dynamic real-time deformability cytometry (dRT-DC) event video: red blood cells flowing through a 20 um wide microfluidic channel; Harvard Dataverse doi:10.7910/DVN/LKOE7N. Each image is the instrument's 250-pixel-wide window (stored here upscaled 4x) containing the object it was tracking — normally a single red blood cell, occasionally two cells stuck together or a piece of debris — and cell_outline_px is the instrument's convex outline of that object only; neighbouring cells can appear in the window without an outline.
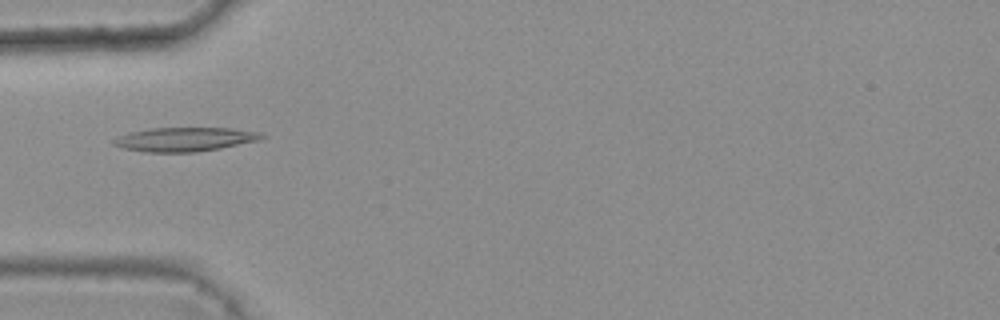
{"species": "common noctule bat (a hibernating species)", "species_latin": "Nyctalus noctula", "temperature_condition": "warm", "stored_images_in_passage": 5, "camera_frame_rate_fps": 3000, "um_per_image_px": 0.085, "animal": {"sex": "female", "body_mass_g": 25.1}, "frame": {"image": 1, "passage_image": 5, "time_ms": 1.333, "image_size_px": [1000, 320], "cell_outline_px": [[268, 136], [260, 140], [220, 148], [196, 152], [144, 152], [124, 148], [112, 144], [112, 140], [116, 136], [128, 132], [152, 128], [232, 128], [260, 132]], "centroid_in_image_um": [15.7, 11.84], "position_along_channel_um": 69.3, "area_um2": 20.87}}